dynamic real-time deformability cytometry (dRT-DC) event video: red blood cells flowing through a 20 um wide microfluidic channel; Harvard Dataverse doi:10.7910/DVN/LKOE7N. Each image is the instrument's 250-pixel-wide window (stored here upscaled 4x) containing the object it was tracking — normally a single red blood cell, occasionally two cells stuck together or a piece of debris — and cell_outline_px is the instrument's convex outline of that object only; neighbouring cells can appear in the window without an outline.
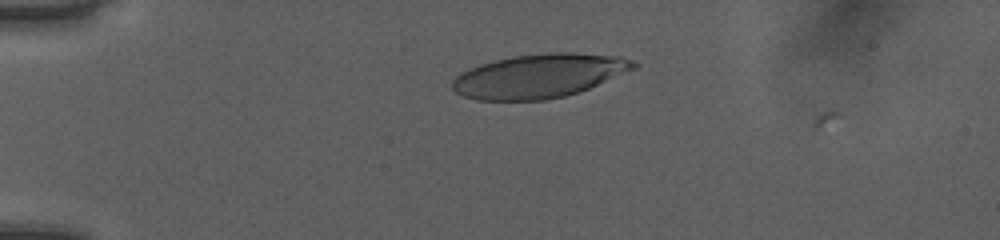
{"species": "human", "species_latin": "Homo sapiens", "temperature_condition": "room temperature", "stored_images_in_passage": 37, "camera_frame_rate_fps": 3000, "um_per_image_px": 0.085, "donor": {"sex": "female"}, "frame": {"image": 1, "passage_image": 6, "time_ms": 1.667, "image_size_px": [1000, 240], "cell_outline_px": [[640, 64], [636, 68], [588, 88], [564, 96], [544, 100], [476, 100], [464, 96], [456, 92], [452, 88], [452, 80], [460, 72], [468, 68], [480, 64], [512, 56], [548, 52], [572, 52], [620, 56], [632, 60]], "centroid_in_image_um": [45.81, 6.44], "position_along_channel_um": 39.2, "area_um2": 46.3}}
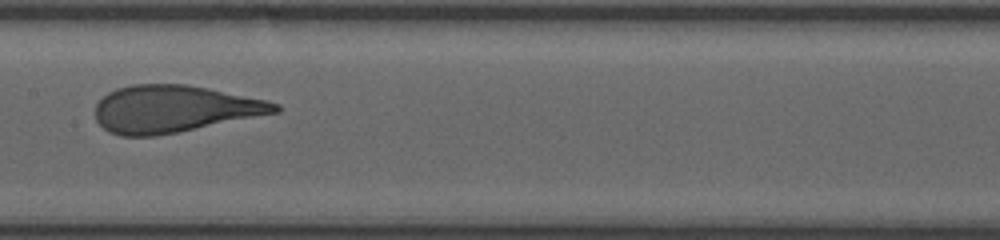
{"frame": {"image": 2, "passage_image": 21, "time_ms": 6.667, "image_size_px": [1000, 240], "cell_outline_px": [[280, 112], [156, 136], [120, 136], [108, 132], [96, 120], [96, 104], [108, 92], [116, 88], [132, 84], [188, 84], [268, 100], [280, 104]], "centroid_in_image_um": [14.79, 9.25], "position_along_channel_um": 192.6, "area_um2": 49.36}}
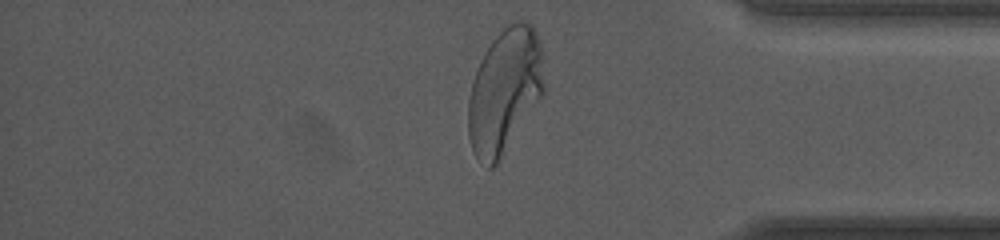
{"frame": {"image": 3, "passage_image": 37, "time_ms": 12.0, "image_size_px": [1000, 240], "cell_outline_px": [[544, 92], [496, 164], [492, 168], [488, 168], [472, 152], [468, 136], [468, 100], [472, 80], [480, 60], [484, 52], [492, 40], [508, 24], [516, 20], [528, 20], [532, 24], [536, 32], [540, 44], [544, 84]], "centroid_in_image_um": [42.87, 7.68], "position_along_channel_um": 392.3, "area_um2": 54.68}}